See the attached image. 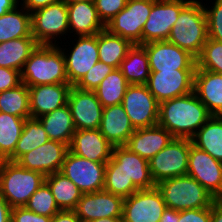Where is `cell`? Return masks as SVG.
Segmentation results:
<instances>
[{
  "label": "cell",
  "mask_w": 222,
  "mask_h": 222,
  "mask_svg": "<svg viewBox=\"0 0 222 222\" xmlns=\"http://www.w3.org/2000/svg\"><path fill=\"white\" fill-rule=\"evenodd\" d=\"M212 115L194 92L159 104L158 125L174 138L191 139Z\"/></svg>",
  "instance_id": "obj_1"
},
{
  "label": "cell",
  "mask_w": 222,
  "mask_h": 222,
  "mask_svg": "<svg viewBox=\"0 0 222 222\" xmlns=\"http://www.w3.org/2000/svg\"><path fill=\"white\" fill-rule=\"evenodd\" d=\"M20 73L21 82L28 87L43 84H69L65 57L58 45H37Z\"/></svg>",
  "instance_id": "obj_2"
},
{
  "label": "cell",
  "mask_w": 222,
  "mask_h": 222,
  "mask_svg": "<svg viewBox=\"0 0 222 222\" xmlns=\"http://www.w3.org/2000/svg\"><path fill=\"white\" fill-rule=\"evenodd\" d=\"M202 0H190L180 11L168 41L196 59L208 39L207 18Z\"/></svg>",
  "instance_id": "obj_3"
},
{
  "label": "cell",
  "mask_w": 222,
  "mask_h": 222,
  "mask_svg": "<svg viewBox=\"0 0 222 222\" xmlns=\"http://www.w3.org/2000/svg\"><path fill=\"white\" fill-rule=\"evenodd\" d=\"M42 173L25 169L16 161L0 164V194L11 208L24 207L34 192L45 182Z\"/></svg>",
  "instance_id": "obj_4"
},
{
  "label": "cell",
  "mask_w": 222,
  "mask_h": 222,
  "mask_svg": "<svg viewBox=\"0 0 222 222\" xmlns=\"http://www.w3.org/2000/svg\"><path fill=\"white\" fill-rule=\"evenodd\" d=\"M156 187L166 206L177 211L211 207L216 200L198 181L189 175L163 180L158 182Z\"/></svg>",
  "instance_id": "obj_5"
},
{
  "label": "cell",
  "mask_w": 222,
  "mask_h": 222,
  "mask_svg": "<svg viewBox=\"0 0 222 222\" xmlns=\"http://www.w3.org/2000/svg\"><path fill=\"white\" fill-rule=\"evenodd\" d=\"M31 34L38 45H59L67 38L69 39V17L66 2L52 3L33 11L31 13Z\"/></svg>",
  "instance_id": "obj_6"
},
{
  "label": "cell",
  "mask_w": 222,
  "mask_h": 222,
  "mask_svg": "<svg viewBox=\"0 0 222 222\" xmlns=\"http://www.w3.org/2000/svg\"><path fill=\"white\" fill-rule=\"evenodd\" d=\"M58 46L65 57L66 75L71 86H75L99 61L97 34L70 37Z\"/></svg>",
  "instance_id": "obj_7"
},
{
  "label": "cell",
  "mask_w": 222,
  "mask_h": 222,
  "mask_svg": "<svg viewBox=\"0 0 222 222\" xmlns=\"http://www.w3.org/2000/svg\"><path fill=\"white\" fill-rule=\"evenodd\" d=\"M191 143V139L188 138H173L166 147L148 160L155 184L169 178L187 175Z\"/></svg>",
  "instance_id": "obj_8"
},
{
  "label": "cell",
  "mask_w": 222,
  "mask_h": 222,
  "mask_svg": "<svg viewBox=\"0 0 222 222\" xmlns=\"http://www.w3.org/2000/svg\"><path fill=\"white\" fill-rule=\"evenodd\" d=\"M153 4L154 0H127L125 8L105 25V29L132 44L142 45V31Z\"/></svg>",
  "instance_id": "obj_9"
},
{
  "label": "cell",
  "mask_w": 222,
  "mask_h": 222,
  "mask_svg": "<svg viewBox=\"0 0 222 222\" xmlns=\"http://www.w3.org/2000/svg\"><path fill=\"white\" fill-rule=\"evenodd\" d=\"M122 105L134 129L158 125L159 103L146 84H130L123 97Z\"/></svg>",
  "instance_id": "obj_10"
},
{
  "label": "cell",
  "mask_w": 222,
  "mask_h": 222,
  "mask_svg": "<svg viewBox=\"0 0 222 222\" xmlns=\"http://www.w3.org/2000/svg\"><path fill=\"white\" fill-rule=\"evenodd\" d=\"M106 164L90 161L68 151L60 172L83 193H93L104 188Z\"/></svg>",
  "instance_id": "obj_11"
},
{
  "label": "cell",
  "mask_w": 222,
  "mask_h": 222,
  "mask_svg": "<svg viewBox=\"0 0 222 222\" xmlns=\"http://www.w3.org/2000/svg\"><path fill=\"white\" fill-rule=\"evenodd\" d=\"M143 46L148 55L151 72L196 69L197 59L168 40L152 41Z\"/></svg>",
  "instance_id": "obj_12"
},
{
  "label": "cell",
  "mask_w": 222,
  "mask_h": 222,
  "mask_svg": "<svg viewBox=\"0 0 222 222\" xmlns=\"http://www.w3.org/2000/svg\"><path fill=\"white\" fill-rule=\"evenodd\" d=\"M166 207L157 187L137 190L124 198L122 220L123 222H159Z\"/></svg>",
  "instance_id": "obj_13"
},
{
  "label": "cell",
  "mask_w": 222,
  "mask_h": 222,
  "mask_svg": "<svg viewBox=\"0 0 222 222\" xmlns=\"http://www.w3.org/2000/svg\"><path fill=\"white\" fill-rule=\"evenodd\" d=\"M190 0H154L148 20L142 31V45L152 41L168 40L171 28L181 9Z\"/></svg>",
  "instance_id": "obj_14"
},
{
  "label": "cell",
  "mask_w": 222,
  "mask_h": 222,
  "mask_svg": "<svg viewBox=\"0 0 222 222\" xmlns=\"http://www.w3.org/2000/svg\"><path fill=\"white\" fill-rule=\"evenodd\" d=\"M106 171L126 175L139 190L156 187L148 160L132 153L126 146L113 147L112 157L106 164Z\"/></svg>",
  "instance_id": "obj_15"
},
{
  "label": "cell",
  "mask_w": 222,
  "mask_h": 222,
  "mask_svg": "<svg viewBox=\"0 0 222 222\" xmlns=\"http://www.w3.org/2000/svg\"><path fill=\"white\" fill-rule=\"evenodd\" d=\"M187 175L198 181L216 200L222 199V162L192 143Z\"/></svg>",
  "instance_id": "obj_16"
},
{
  "label": "cell",
  "mask_w": 222,
  "mask_h": 222,
  "mask_svg": "<svg viewBox=\"0 0 222 222\" xmlns=\"http://www.w3.org/2000/svg\"><path fill=\"white\" fill-rule=\"evenodd\" d=\"M194 73L195 70L150 72L146 85L160 104L193 92Z\"/></svg>",
  "instance_id": "obj_17"
},
{
  "label": "cell",
  "mask_w": 222,
  "mask_h": 222,
  "mask_svg": "<svg viewBox=\"0 0 222 222\" xmlns=\"http://www.w3.org/2000/svg\"><path fill=\"white\" fill-rule=\"evenodd\" d=\"M67 105L70 108L76 130L99 129L103 106L94 91L72 86L68 94Z\"/></svg>",
  "instance_id": "obj_18"
},
{
  "label": "cell",
  "mask_w": 222,
  "mask_h": 222,
  "mask_svg": "<svg viewBox=\"0 0 222 222\" xmlns=\"http://www.w3.org/2000/svg\"><path fill=\"white\" fill-rule=\"evenodd\" d=\"M69 145L55 140H48L37 148L21 155L16 162L32 171L48 176L61 170Z\"/></svg>",
  "instance_id": "obj_19"
},
{
  "label": "cell",
  "mask_w": 222,
  "mask_h": 222,
  "mask_svg": "<svg viewBox=\"0 0 222 222\" xmlns=\"http://www.w3.org/2000/svg\"><path fill=\"white\" fill-rule=\"evenodd\" d=\"M123 201V197L105 190L83 193L74 211L82 222L105 217H122Z\"/></svg>",
  "instance_id": "obj_20"
},
{
  "label": "cell",
  "mask_w": 222,
  "mask_h": 222,
  "mask_svg": "<svg viewBox=\"0 0 222 222\" xmlns=\"http://www.w3.org/2000/svg\"><path fill=\"white\" fill-rule=\"evenodd\" d=\"M113 147L99 129H86L75 131L69 151L90 161L108 162L112 157Z\"/></svg>",
  "instance_id": "obj_21"
},
{
  "label": "cell",
  "mask_w": 222,
  "mask_h": 222,
  "mask_svg": "<svg viewBox=\"0 0 222 222\" xmlns=\"http://www.w3.org/2000/svg\"><path fill=\"white\" fill-rule=\"evenodd\" d=\"M70 84H43L28 87L31 118H39L67 105Z\"/></svg>",
  "instance_id": "obj_22"
},
{
  "label": "cell",
  "mask_w": 222,
  "mask_h": 222,
  "mask_svg": "<svg viewBox=\"0 0 222 222\" xmlns=\"http://www.w3.org/2000/svg\"><path fill=\"white\" fill-rule=\"evenodd\" d=\"M99 130L113 146H125L135 131L122 104L103 108Z\"/></svg>",
  "instance_id": "obj_23"
},
{
  "label": "cell",
  "mask_w": 222,
  "mask_h": 222,
  "mask_svg": "<svg viewBox=\"0 0 222 222\" xmlns=\"http://www.w3.org/2000/svg\"><path fill=\"white\" fill-rule=\"evenodd\" d=\"M69 17V38L93 36L105 29L94 1L66 3Z\"/></svg>",
  "instance_id": "obj_24"
},
{
  "label": "cell",
  "mask_w": 222,
  "mask_h": 222,
  "mask_svg": "<svg viewBox=\"0 0 222 222\" xmlns=\"http://www.w3.org/2000/svg\"><path fill=\"white\" fill-rule=\"evenodd\" d=\"M174 137L165 128L155 125L148 128L135 129L125 145L132 153L150 160L166 147Z\"/></svg>",
  "instance_id": "obj_25"
},
{
  "label": "cell",
  "mask_w": 222,
  "mask_h": 222,
  "mask_svg": "<svg viewBox=\"0 0 222 222\" xmlns=\"http://www.w3.org/2000/svg\"><path fill=\"white\" fill-rule=\"evenodd\" d=\"M193 92L211 115L222 116V74L196 66Z\"/></svg>",
  "instance_id": "obj_26"
},
{
  "label": "cell",
  "mask_w": 222,
  "mask_h": 222,
  "mask_svg": "<svg viewBox=\"0 0 222 222\" xmlns=\"http://www.w3.org/2000/svg\"><path fill=\"white\" fill-rule=\"evenodd\" d=\"M47 132L49 140H55L70 145L76 129L68 105L37 118Z\"/></svg>",
  "instance_id": "obj_27"
},
{
  "label": "cell",
  "mask_w": 222,
  "mask_h": 222,
  "mask_svg": "<svg viewBox=\"0 0 222 222\" xmlns=\"http://www.w3.org/2000/svg\"><path fill=\"white\" fill-rule=\"evenodd\" d=\"M191 141L194 146L222 162V116L212 115Z\"/></svg>",
  "instance_id": "obj_28"
},
{
  "label": "cell",
  "mask_w": 222,
  "mask_h": 222,
  "mask_svg": "<svg viewBox=\"0 0 222 222\" xmlns=\"http://www.w3.org/2000/svg\"><path fill=\"white\" fill-rule=\"evenodd\" d=\"M18 38H34L31 34V13L21 4L0 16V43Z\"/></svg>",
  "instance_id": "obj_29"
},
{
  "label": "cell",
  "mask_w": 222,
  "mask_h": 222,
  "mask_svg": "<svg viewBox=\"0 0 222 222\" xmlns=\"http://www.w3.org/2000/svg\"><path fill=\"white\" fill-rule=\"evenodd\" d=\"M119 69L129 84H146L151 71L144 46L133 44Z\"/></svg>",
  "instance_id": "obj_30"
},
{
  "label": "cell",
  "mask_w": 222,
  "mask_h": 222,
  "mask_svg": "<svg viewBox=\"0 0 222 222\" xmlns=\"http://www.w3.org/2000/svg\"><path fill=\"white\" fill-rule=\"evenodd\" d=\"M97 44L99 61L110 65L115 69L120 67L128 50L133 46L129 40L111 34L107 29L100 31L97 34Z\"/></svg>",
  "instance_id": "obj_31"
},
{
  "label": "cell",
  "mask_w": 222,
  "mask_h": 222,
  "mask_svg": "<svg viewBox=\"0 0 222 222\" xmlns=\"http://www.w3.org/2000/svg\"><path fill=\"white\" fill-rule=\"evenodd\" d=\"M37 45L35 38H18L0 43V67L21 72Z\"/></svg>",
  "instance_id": "obj_32"
},
{
  "label": "cell",
  "mask_w": 222,
  "mask_h": 222,
  "mask_svg": "<svg viewBox=\"0 0 222 222\" xmlns=\"http://www.w3.org/2000/svg\"><path fill=\"white\" fill-rule=\"evenodd\" d=\"M60 210H74L83 192L60 171L45 177Z\"/></svg>",
  "instance_id": "obj_33"
},
{
  "label": "cell",
  "mask_w": 222,
  "mask_h": 222,
  "mask_svg": "<svg viewBox=\"0 0 222 222\" xmlns=\"http://www.w3.org/2000/svg\"><path fill=\"white\" fill-rule=\"evenodd\" d=\"M25 120L22 117L0 112V164L14 153Z\"/></svg>",
  "instance_id": "obj_34"
},
{
  "label": "cell",
  "mask_w": 222,
  "mask_h": 222,
  "mask_svg": "<svg viewBox=\"0 0 222 222\" xmlns=\"http://www.w3.org/2000/svg\"><path fill=\"white\" fill-rule=\"evenodd\" d=\"M129 85L121 70L117 68L102 80L94 92L104 108L122 104Z\"/></svg>",
  "instance_id": "obj_35"
},
{
  "label": "cell",
  "mask_w": 222,
  "mask_h": 222,
  "mask_svg": "<svg viewBox=\"0 0 222 222\" xmlns=\"http://www.w3.org/2000/svg\"><path fill=\"white\" fill-rule=\"evenodd\" d=\"M49 140L47 132L37 118L25 120L22 134L17 142L14 153L7 159L16 161L21 155L41 146Z\"/></svg>",
  "instance_id": "obj_36"
},
{
  "label": "cell",
  "mask_w": 222,
  "mask_h": 222,
  "mask_svg": "<svg viewBox=\"0 0 222 222\" xmlns=\"http://www.w3.org/2000/svg\"><path fill=\"white\" fill-rule=\"evenodd\" d=\"M0 112L31 118L28 86L21 83L13 89L0 92Z\"/></svg>",
  "instance_id": "obj_37"
},
{
  "label": "cell",
  "mask_w": 222,
  "mask_h": 222,
  "mask_svg": "<svg viewBox=\"0 0 222 222\" xmlns=\"http://www.w3.org/2000/svg\"><path fill=\"white\" fill-rule=\"evenodd\" d=\"M25 207L46 217H53L60 211L49 186L45 182L34 192Z\"/></svg>",
  "instance_id": "obj_38"
},
{
  "label": "cell",
  "mask_w": 222,
  "mask_h": 222,
  "mask_svg": "<svg viewBox=\"0 0 222 222\" xmlns=\"http://www.w3.org/2000/svg\"><path fill=\"white\" fill-rule=\"evenodd\" d=\"M197 67L222 74V42L208 38L197 58Z\"/></svg>",
  "instance_id": "obj_39"
},
{
  "label": "cell",
  "mask_w": 222,
  "mask_h": 222,
  "mask_svg": "<svg viewBox=\"0 0 222 222\" xmlns=\"http://www.w3.org/2000/svg\"><path fill=\"white\" fill-rule=\"evenodd\" d=\"M202 1H208V5L203 2L207 18L208 38L222 42V0Z\"/></svg>",
  "instance_id": "obj_40"
},
{
  "label": "cell",
  "mask_w": 222,
  "mask_h": 222,
  "mask_svg": "<svg viewBox=\"0 0 222 222\" xmlns=\"http://www.w3.org/2000/svg\"><path fill=\"white\" fill-rule=\"evenodd\" d=\"M103 190L121 196L129 197L139 190L124 174H114V171H105V181Z\"/></svg>",
  "instance_id": "obj_41"
},
{
  "label": "cell",
  "mask_w": 222,
  "mask_h": 222,
  "mask_svg": "<svg viewBox=\"0 0 222 222\" xmlns=\"http://www.w3.org/2000/svg\"><path fill=\"white\" fill-rule=\"evenodd\" d=\"M114 70V67L98 61L75 87L82 90L95 91L102 80Z\"/></svg>",
  "instance_id": "obj_42"
},
{
  "label": "cell",
  "mask_w": 222,
  "mask_h": 222,
  "mask_svg": "<svg viewBox=\"0 0 222 222\" xmlns=\"http://www.w3.org/2000/svg\"><path fill=\"white\" fill-rule=\"evenodd\" d=\"M99 19L106 25L123 8L127 0H93Z\"/></svg>",
  "instance_id": "obj_43"
},
{
  "label": "cell",
  "mask_w": 222,
  "mask_h": 222,
  "mask_svg": "<svg viewBox=\"0 0 222 222\" xmlns=\"http://www.w3.org/2000/svg\"><path fill=\"white\" fill-rule=\"evenodd\" d=\"M11 222H52V217L36 214L24 207H14L11 211Z\"/></svg>",
  "instance_id": "obj_44"
},
{
  "label": "cell",
  "mask_w": 222,
  "mask_h": 222,
  "mask_svg": "<svg viewBox=\"0 0 222 222\" xmlns=\"http://www.w3.org/2000/svg\"><path fill=\"white\" fill-rule=\"evenodd\" d=\"M178 222H211V207L179 211Z\"/></svg>",
  "instance_id": "obj_45"
},
{
  "label": "cell",
  "mask_w": 222,
  "mask_h": 222,
  "mask_svg": "<svg viewBox=\"0 0 222 222\" xmlns=\"http://www.w3.org/2000/svg\"><path fill=\"white\" fill-rule=\"evenodd\" d=\"M21 83L20 71L0 67V92L13 89Z\"/></svg>",
  "instance_id": "obj_46"
},
{
  "label": "cell",
  "mask_w": 222,
  "mask_h": 222,
  "mask_svg": "<svg viewBox=\"0 0 222 222\" xmlns=\"http://www.w3.org/2000/svg\"><path fill=\"white\" fill-rule=\"evenodd\" d=\"M63 0H20V4L29 12L32 13L38 9L44 8L52 3H57Z\"/></svg>",
  "instance_id": "obj_47"
},
{
  "label": "cell",
  "mask_w": 222,
  "mask_h": 222,
  "mask_svg": "<svg viewBox=\"0 0 222 222\" xmlns=\"http://www.w3.org/2000/svg\"><path fill=\"white\" fill-rule=\"evenodd\" d=\"M52 222H82L74 210H60L52 217Z\"/></svg>",
  "instance_id": "obj_48"
},
{
  "label": "cell",
  "mask_w": 222,
  "mask_h": 222,
  "mask_svg": "<svg viewBox=\"0 0 222 222\" xmlns=\"http://www.w3.org/2000/svg\"><path fill=\"white\" fill-rule=\"evenodd\" d=\"M12 208L0 194V222H11Z\"/></svg>",
  "instance_id": "obj_49"
},
{
  "label": "cell",
  "mask_w": 222,
  "mask_h": 222,
  "mask_svg": "<svg viewBox=\"0 0 222 222\" xmlns=\"http://www.w3.org/2000/svg\"><path fill=\"white\" fill-rule=\"evenodd\" d=\"M211 222H222V199L215 200L211 205Z\"/></svg>",
  "instance_id": "obj_50"
},
{
  "label": "cell",
  "mask_w": 222,
  "mask_h": 222,
  "mask_svg": "<svg viewBox=\"0 0 222 222\" xmlns=\"http://www.w3.org/2000/svg\"><path fill=\"white\" fill-rule=\"evenodd\" d=\"M179 211L166 207L159 222H178Z\"/></svg>",
  "instance_id": "obj_51"
},
{
  "label": "cell",
  "mask_w": 222,
  "mask_h": 222,
  "mask_svg": "<svg viewBox=\"0 0 222 222\" xmlns=\"http://www.w3.org/2000/svg\"><path fill=\"white\" fill-rule=\"evenodd\" d=\"M20 4V0H0V16H3L8 11L13 10Z\"/></svg>",
  "instance_id": "obj_52"
},
{
  "label": "cell",
  "mask_w": 222,
  "mask_h": 222,
  "mask_svg": "<svg viewBox=\"0 0 222 222\" xmlns=\"http://www.w3.org/2000/svg\"><path fill=\"white\" fill-rule=\"evenodd\" d=\"M90 222H123L122 217L99 218Z\"/></svg>",
  "instance_id": "obj_53"
},
{
  "label": "cell",
  "mask_w": 222,
  "mask_h": 222,
  "mask_svg": "<svg viewBox=\"0 0 222 222\" xmlns=\"http://www.w3.org/2000/svg\"><path fill=\"white\" fill-rule=\"evenodd\" d=\"M66 3H73V2H85V1H93V0H63Z\"/></svg>",
  "instance_id": "obj_54"
}]
</instances>
